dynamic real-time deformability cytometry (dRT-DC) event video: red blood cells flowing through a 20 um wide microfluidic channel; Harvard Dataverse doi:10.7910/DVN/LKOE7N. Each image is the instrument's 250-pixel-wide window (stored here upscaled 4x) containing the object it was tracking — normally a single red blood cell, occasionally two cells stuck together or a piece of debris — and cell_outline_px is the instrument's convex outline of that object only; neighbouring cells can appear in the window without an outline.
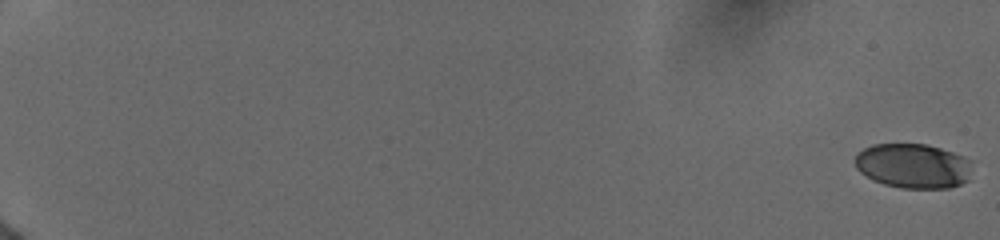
{"species": "human", "species_latin": "Homo sapiens", "temperature_condition": "cold", "stored_images_in_passage": 40, "camera_frame_rate_fps": 3000, "um_per_image_px": 0.085, "donor": {"sex": "female"}, "frame": {"image": 1, "passage_image": 1, "time_ms": 0.0, "image_size_px": [1000, 240], "cell_outline_px": [[968, 180], [960, 184], [948, 188], [900, 188], [884, 184], [872, 180], [860, 172], [856, 168], [856, 152], [872, 144], [924, 144], [940, 148], [964, 156], [968, 160]], "centroid_in_image_um": [77.55, 14.1], "position_along_channel_um": 7.4, "area_um2": 30.29}}
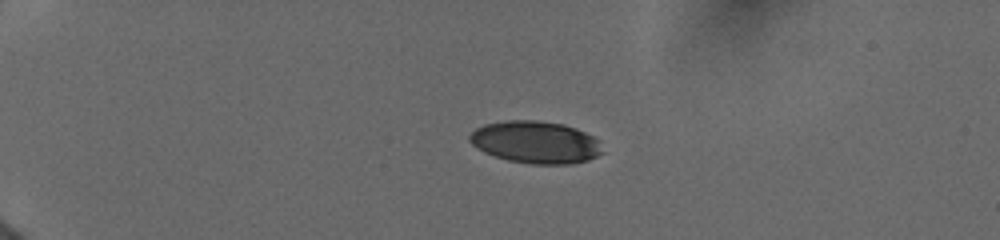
{"frame": {"image": 2, "passage_image": 29, "time_ms": 5.0, "image_size_px": [1000, 240], "cell_outline_px": [[604, 152], [588, 160], [572, 164], [532, 164], [508, 160], [484, 152], [476, 148], [468, 140], [468, 136], [476, 128], [484, 124], [504, 120], [536, 120], [564, 124], [576, 128], [600, 140]], "centroid_in_image_um": [45.53, 12.08], "position_along_channel_um": 39.5, "area_um2": 32.95}}